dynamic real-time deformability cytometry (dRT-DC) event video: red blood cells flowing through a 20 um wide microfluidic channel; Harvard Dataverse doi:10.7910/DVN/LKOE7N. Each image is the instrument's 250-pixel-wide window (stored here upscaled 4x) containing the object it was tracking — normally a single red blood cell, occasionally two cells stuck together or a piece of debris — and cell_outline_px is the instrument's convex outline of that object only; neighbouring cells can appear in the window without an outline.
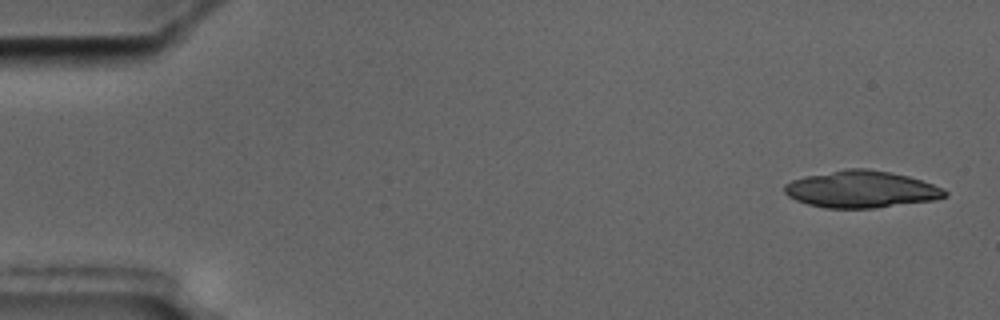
{"species": "common noctule bat (a hibernating species)", "species_latin": "Nyctalus noctula", "temperature_condition": "cold", "stored_images_in_passage": 5, "camera_frame_rate_fps": 3000, "um_per_image_px": 0.085, "animal": {"sex": "male", "body_mass_g": 17.5, "forearm_length_mm": 52.3}, "frame": {"image": 1, "passage_image": 1, "time_ms": 0.0, "image_size_px": [1000, 320], "cell_outline_px": [[948, 196], [936, 200], [876, 208], [824, 208], [808, 204], [796, 200], [788, 196], [784, 192], [784, 184], [792, 180], [804, 176], [848, 168], [868, 168], [908, 176], [944, 188], [948, 192]], "centroid_in_image_um": [73.22, 16.1], "position_along_channel_um": 11.8, "area_um2": 34.68}}